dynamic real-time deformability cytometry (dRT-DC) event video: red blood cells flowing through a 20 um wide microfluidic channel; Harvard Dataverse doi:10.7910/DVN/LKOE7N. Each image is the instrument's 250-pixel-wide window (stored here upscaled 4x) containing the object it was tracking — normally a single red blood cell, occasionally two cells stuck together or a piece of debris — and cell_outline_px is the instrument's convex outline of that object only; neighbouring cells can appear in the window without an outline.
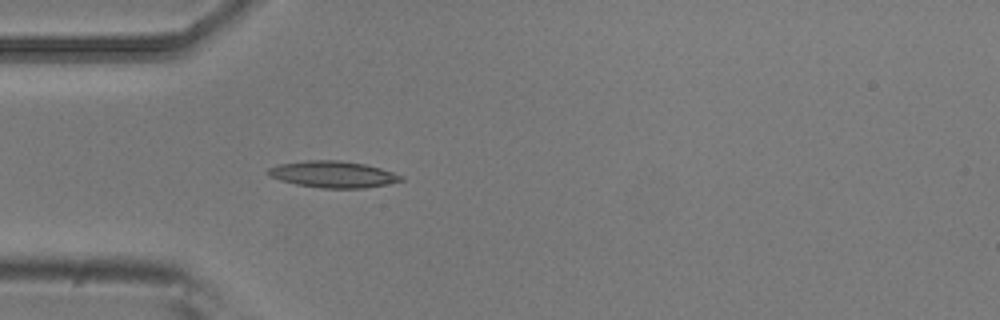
{"species": "common noctule bat (a hibernating species)", "species_latin": "Nyctalus noctula", "temperature_condition": "room temperature", "stored_images_in_passage": 4, "camera_frame_rate_fps": 3000, "um_per_image_px": 0.085, "animal": {"sex": "male", "body_mass_g": 20.5, "forearm_length_mm": 52.5}, "frame": {"image": 1, "passage_image": 4, "time_ms": 1.0, "image_size_px": [1000, 320], "cell_outline_px": [[404, 180], [388, 184], [364, 188], [320, 188], [296, 184], [280, 180], [268, 176], [264, 172], [268, 168], [280, 164], [304, 160], [340, 160], [364, 164], [380, 168], [404, 176]], "centroid_in_image_um": [28.28, 14.82], "position_along_channel_um": 56.7, "area_um2": 20.69}}